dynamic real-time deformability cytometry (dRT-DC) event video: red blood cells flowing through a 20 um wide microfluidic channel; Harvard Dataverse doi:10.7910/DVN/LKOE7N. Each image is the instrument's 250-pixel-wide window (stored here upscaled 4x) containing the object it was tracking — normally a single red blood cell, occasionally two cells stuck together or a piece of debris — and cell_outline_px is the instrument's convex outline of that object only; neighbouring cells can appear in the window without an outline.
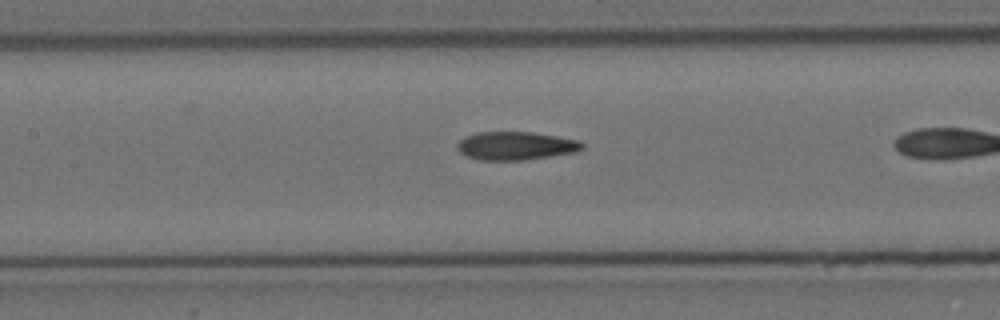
{"species": "Egyptian fruit bat (a non-hibernating species)", "species_latin": "Rousettus aegyptiacus", "temperature_condition": "cold", "stored_images_in_passage": 31, "camera_frame_rate_fps": 3000, "um_per_image_px": 0.085, "animal": {"sex": "female"}, "frame": {"image": 1, "passage_image": 23, "time_ms": 7.333, "image_size_px": [1000, 320], "cell_outline_px": [[584, 148], [576, 152], [524, 160], [480, 160], [468, 156], [460, 152], [456, 144], [464, 136], [476, 132], [532, 132], [580, 140], [584, 144]], "centroid_in_image_um": [43.85, 12.39], "position_along_channel_um": 163.6, "area_um2": 20.63}}
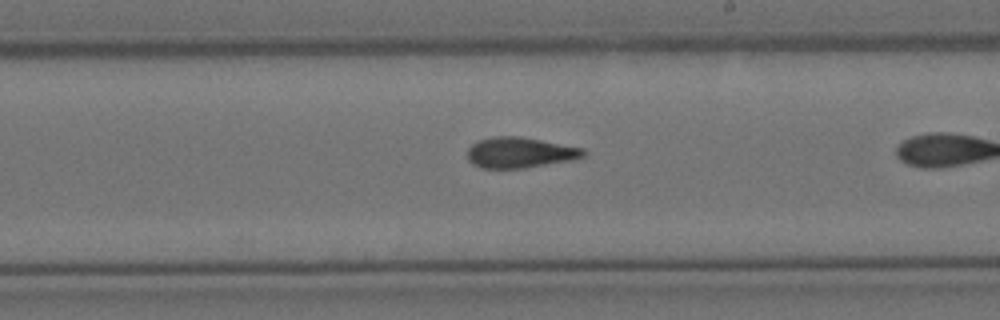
{"frame": {"image": 2, "passage_image": 30, "time_ms": 9.667, "image_size_px": [1000, 320], "cell_outline_px": [[588, 152], [584, 156], [572, 160], [524, 168], [480, 168], [472, 164], [468, 160], [468, 148], [472, 144], [480, 140], [492, 136], [520, 136], [584, 148]], "centroid_in_image_um": [44.2, 12.97], "position_along_channel_um": 244.8, "area_um2": 20.81}}